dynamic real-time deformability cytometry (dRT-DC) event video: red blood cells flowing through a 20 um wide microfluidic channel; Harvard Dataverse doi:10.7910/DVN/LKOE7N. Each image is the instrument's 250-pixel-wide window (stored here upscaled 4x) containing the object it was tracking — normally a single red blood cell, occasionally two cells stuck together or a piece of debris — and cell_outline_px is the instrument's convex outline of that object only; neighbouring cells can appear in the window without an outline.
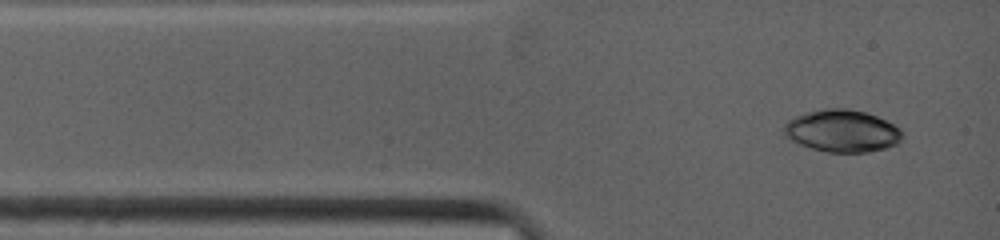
{"species": "common noctule bat (a hibernating species)", "species_latin": "Nyctalus noctula", "temperature_condition": "warm", "stored_images_in_passage": 3, "camera_frame_rate_fps": 4500, "um_per_image_px": 0.085, "animal": {"sex": "female", "body_mass_g": 19.0, "forearm_length_mm": 53.3}, "frame": {"image": 1, "passage_image": 1, "time_ms": 0.0, "image_size_px": [1000, 240], "cell_outline_px": [[900, 140], [896, 144], [884, 148], [868, 152], [828, 152], [812, 148], [800, 144], [784, 136], [784, 124], [788, 120], [796, 116], [808, 112], [828, 108], [844, 108], [864, 112], [876, 116], [900, 128]], "centroid_in_image_um": [71.54, 11.13], "position_along_channel_um": 13.5, "area_um2": 28.67}}
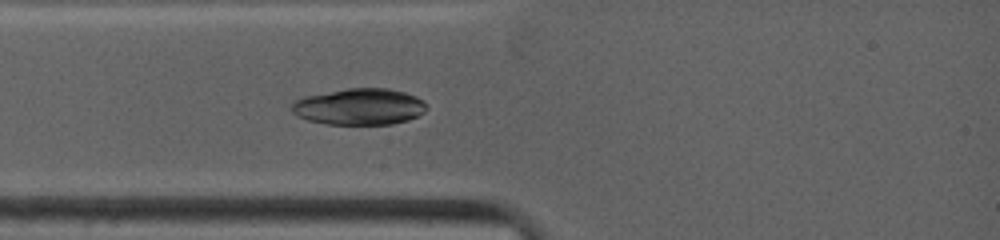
{"frame": {"image": 2, "passage_image": 3, "time_ms": 1.778, "image_size_px": [1000, 240], "cell_outline_px": [[428, 108], [424, 112], [408, 120], [392, 124], [328, 124], [308, 120], [296, 116], [288, 108], [292, 100], [304, 96], [348, 88], [388, 88], [404, 92], [416, 96], [424, 100], [428, 104]], "centroid_in_image_um": [30.51, 9.06], "position_along_channel_um": 54.5, "area_um2": 29.02}}